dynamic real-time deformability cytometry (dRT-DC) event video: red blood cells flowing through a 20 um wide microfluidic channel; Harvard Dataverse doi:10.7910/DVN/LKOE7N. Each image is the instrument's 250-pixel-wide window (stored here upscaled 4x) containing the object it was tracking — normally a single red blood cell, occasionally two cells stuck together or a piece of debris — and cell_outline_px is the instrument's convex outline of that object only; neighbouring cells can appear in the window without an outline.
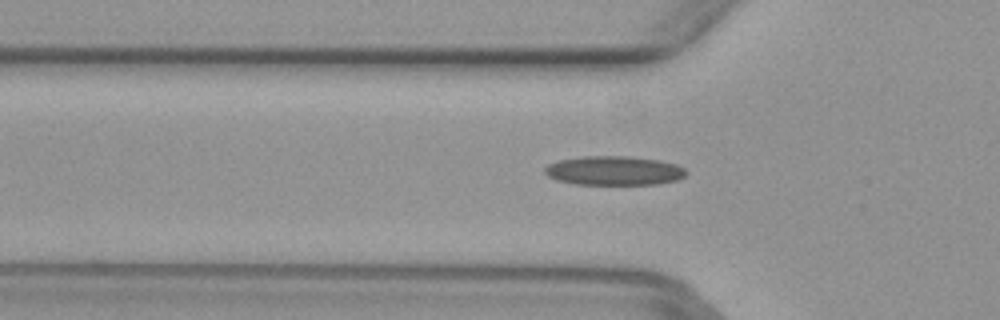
{"species": "common noctule bat (a hibernating species)", "species_latin": "Nyctalus noctula", "temperature_condition": "warm", "stored_images_in_passage": 46, "camera_frame_rate_fps": 3000, "um_per_image_px": 0.085, "animal": {"sex": "female", "body_mass_g": 29.2, "forearm_length_mm": 56.3}, "frame": {"image": 1, "passage_image": 12, "time_ms": 3.667, "image_size_px": [1000, 320], "cell_outline_px": [[688, 172], [684, 176], [676, 180], [656, 184], [576, 184], [556, 180], [548, 176], [544, 172], [544, 168], [548, 164], [560, 160], [584, 156], [624, 156], [656, 160], [676, 164], [684, 168]], "centroid_in_image_um": [52.17, 14.51], "position_along_channel_um": 73.6, "area_um2": 23.81}}
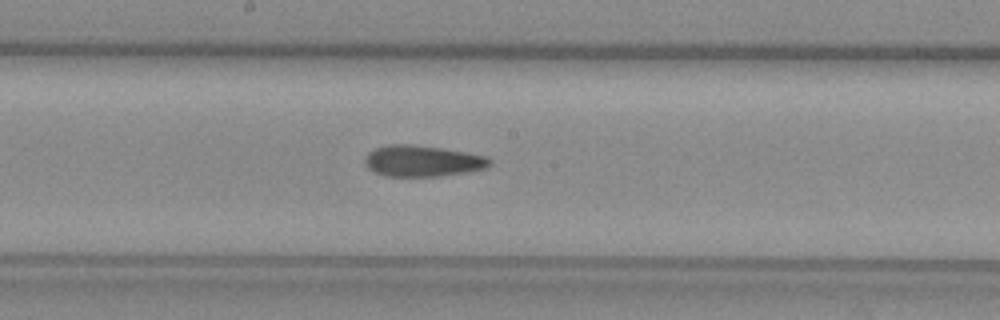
{"frame": {"image": 2, "passage_image": 22, "time_ms": 7.0, "image_size_px": [1000, 320], "cell_outline_px": [[492, 160], [484, 168], [468, 172], [440, 176], [384, 176], [368, 168], [364, 164], [364, 156], [368, 152], [376, 148], [388, 144], [408, 144], [440, 148], [464, 152], [484, 156]], "centroid_in_image_um": [35.84, 13.68], "position_along_channel_um": 212.4, "area_um2": 22.48}}
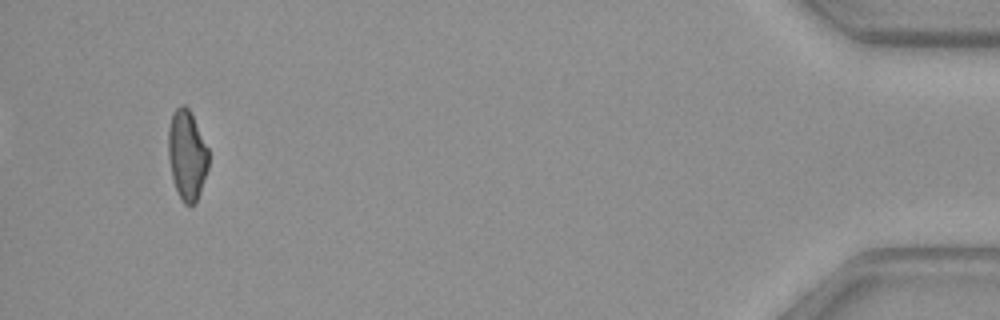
{"frame": {"image": 3, "passage_image": 43, "time_ms": 14.0, "image_size_px": [1000, 320], "cell_outline_px": [[208, 168], [200, 192], [196, 200], [192, 204], [184, 204], [172, 180], [168, 156], [168, 128], [172, 112], [180, 104], [184, 104], [188, 108], [208, 148]], "centroid_in_image_um": [15.87, 13.15], "position_along_channel_um": 419.3, "area_um2": 20.92}}